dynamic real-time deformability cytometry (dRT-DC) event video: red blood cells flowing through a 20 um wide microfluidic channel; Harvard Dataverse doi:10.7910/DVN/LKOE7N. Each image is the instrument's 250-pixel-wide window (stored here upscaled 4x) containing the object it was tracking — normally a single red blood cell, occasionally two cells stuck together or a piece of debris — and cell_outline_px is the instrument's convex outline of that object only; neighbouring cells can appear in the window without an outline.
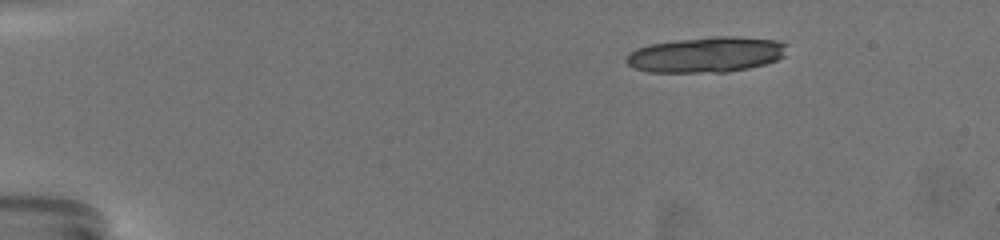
{"species": "common noctule bat (a hibernating species)", "species_latin": "Nyctalus noctula", "temperature_condition": "warm", "stored_images_in_passage": 3, "camera_frame_rate_fps": 3000, "um_per_image_px": 0.085, "animal": {"sex": "female", "body_mass_g": 19.5, "forearm_length_mm": 54.1}, "frame": {"image": 1, "passage_image": 2, "time_ms": 0.333, "image_size_px": [1000, 240], "cell_outline_px": [[788, 44], [784, 56], [776, 60], [764, 64], [748, 68], [728, 72], [648, 72], [632, 68], [624, 60], [624, 56], [628, 52], [636, 48], [648, 44], [672, 40], [712, 36], [732, 36], [776, 40]], "centroid_in_image_um": [59.97, 4.64], "position_along_channel_um": 25.0, "area_um2": 33.7}}